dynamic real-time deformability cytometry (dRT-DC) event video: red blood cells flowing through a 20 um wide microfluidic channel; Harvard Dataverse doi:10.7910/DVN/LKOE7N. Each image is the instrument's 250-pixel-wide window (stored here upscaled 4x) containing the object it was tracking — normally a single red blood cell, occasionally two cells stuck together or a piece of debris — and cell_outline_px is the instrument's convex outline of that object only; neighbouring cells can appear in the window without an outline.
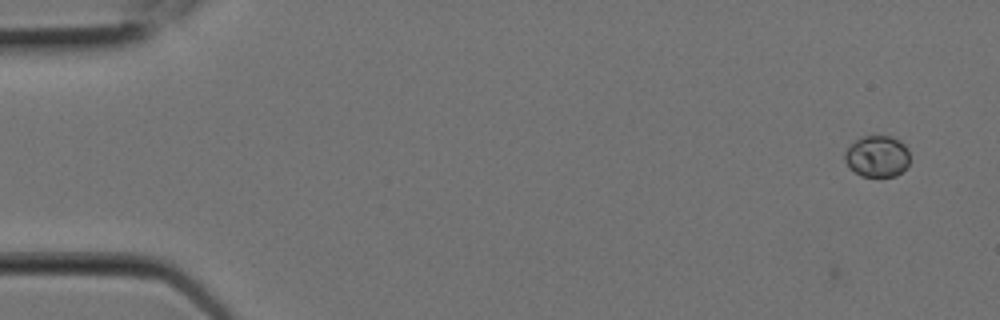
{"species": "Egyptian fruit bat (a non-hibernating species)", "species_latin": "Rousettus aegyptiacus", "temperature_condition": "room temperature", "stored_images_in_passage": 11, "camera_frame_rate_fps": 3000, "um_per_image_px": 0.085, "animal": {"sex": "female"}, "frame": {"image": 1, "passage_image": 2, "time_ms": 0.333, "image_size_px": [1000, 320], "cell_outline_px": [[908, 164], [896, 176], [860, 176], [844, 160], [844, 152], [860, 136], [892, 136], [900, 140], [908, 148]], "centroid_in_image_um": [74.56, 13.27], "position_along_channel_um": 10.4, "area_um2": 15.55}}
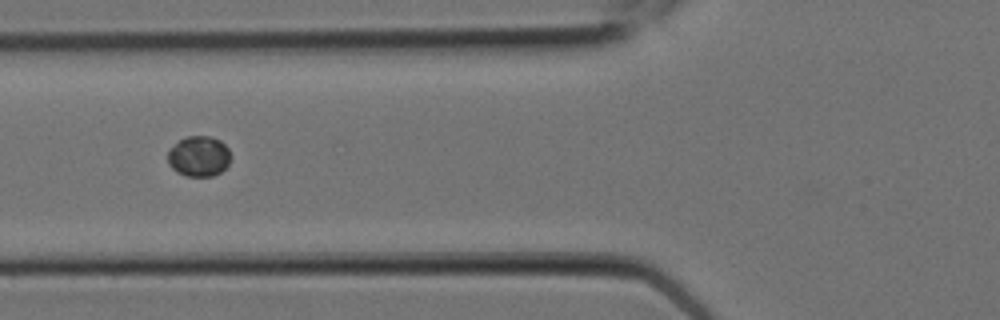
{"frame": {"image": 2, "passage_image": 8, "time_ms": 2.333, "image_size_px": [1000, 320], "cell_outline_px": [[228, 164], [220, 172], [212, 176], [188, 176], [176, 172], [168, 164], [168, 148], [180, 140], [188, 136], [212, 136], [220, 140], [228, 148]], "centroid_in_image_um": [16.86, 13.27], "position_along_channel_um": 108.9, "area_um2": 14.74}}
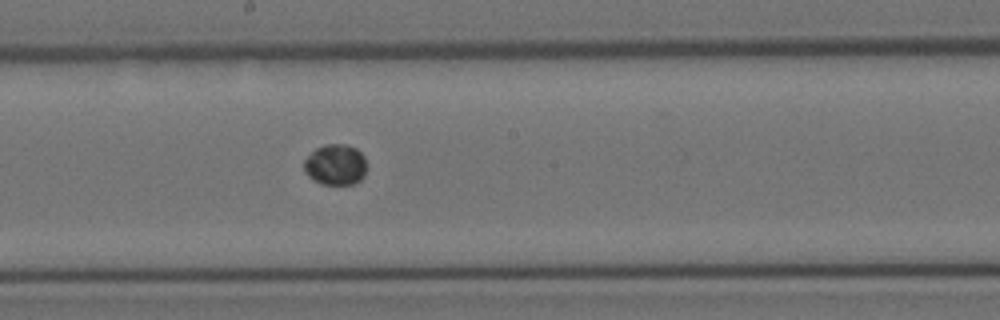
{"frame": {"image": 3, "passage_image": 11, "time_ms": 3.333, "image_size_px": [1000, 320], "cell_outline_px": [[368, 164], [364, 176], [360, 180], [352, 184], [320, 184], [312, 180], [304, 172], [304, 160], [316, 148], [324, 144], [344, 144], [356, 148], [364, 156]], "centroid_in_image_um": [28.53, 14.0], "position_along_channel_um": 219.7, "area_um2": 15.14}}